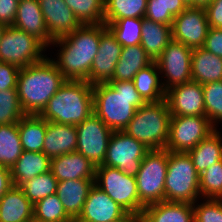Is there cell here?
<instances>
[{"instance_id": "4dcf8cb0", "label": "cell", "mask_w": 222, "mask_h": 222, "mask_svg": "<svg viewBox=\"0 0 222 222\" xmlns=\"http://www.w3.org/2000/svg\"><path fill=\"white\" fill-rule=\"evenodd\" d=\"M157 63L154 61L141 69L132 80L142 99L147 102H159L165 99L166 90L160 79Z\"/></svg>"}, {"instance_id": "f1b7e54d", "label": "cell", "mask_w": 222, "mask_h": 222, "mask_svg": "<svg viewBox=\"0 0 222 222\" xmlns=\"http://www.w3.org/2000/svg\"><path fill=\"white\" fill-rule=\"evenodd\" d=\"M200 175L214 163L222 159V134L215 129L197 146L187 152Z\"/></svg>"}, {"instance_id": "52a82bcc", "label": "cell", "mask_w": 222, "mask_h": 222, "mask_svg": "<svg viewBox=\"0 0 222 222\" xmlns=\"http://www.w3.org/2000/svg\"><path fill=\"white\" fill-rule=\"evenodd\" d=\"M94 184L129 214L140 218L144 207L140 204L134 176L101 164L96 166Z\"/></svg>"}, {"instance_id": "d590c367", "label": "cell", "mask_w": 222, "mask_h": 222, "mask_svg": "<svg viewBox=\"0 0 222 222\" xmlns=\"http://www.w3.org/2000/svg\"><path fill=\"white\" fill-rule=\"evenodd\" d=\"M57 184L58 180L49 170L46 173L27 180L20 187L24 191L25 196L34 205L37 201L56 194Z\"/></svg>"}, {"instance_id": "74e56055", "label": "cell", "mask_w": 222, "mask_h": 222, "mask_svg": "<svg viewBox=\"0 0 222 222\" xmlns=\"http://www.w3.org/2000/svg\"><path fill=\"white\" fill-rule=\"evenodd\" d=\"M33 218L46 222H74L56 194L47 196L34 204Z\"/></svg>"}, {"instance_id": "4fadbf2b", "label": "cell", "mask_w": 222, "mask_h": 222, "mask_svg": "<svg viewBox=\"0 0 222 222\" xmlns=\"http://www.w3.org/2000/svg\"><path fill=\"white\" fill-rule=\"evenodd\" d=\"M76 128L78 137L76 151L95 166L103 164L113 131L94 113L76 125Z\"/></svg>"}, {"instance_id": "60d3db41", "label": "cell", "mask_w": 222, "mask_h": 222, "mask_svg": "<svg viewBox=\"0 0 222 222\" xmlns=\"http://www.w3.org/2000/svg\"><path fill=\"white\" fill-rule=\"evenodd\" d=\"M25 115L16 88L0 91V125L18 123Z\"/></svg>"}, {"instance_id": "9a60e30c", "label": "cell", "mask_w": 222, "mask_h": 222, "mask_svg": "<svg viewBox=\"0 0 222 222\" xmlns=\"http://www.w3.org/2000/svg\"><path fill=\"white\" fill-rule=\"evenodd\" d=\"M139 220L129 214L95 184L89 190L82 212L74 222H113Z\"/></svg>"}, {"instance_id": "ee69618b", "label": "cell", "mask_w": 222, "mask_h": 222, "mask_svg": "<svg viewBox=\"0 0 222 222\" xmlns=\"http://www.w3.org/2000/svg\"><path fill=\"white\" fill-rule=\"evenodd\" d=\"M202 48L218 57H222V29L209 27Z\"/></svg>"}, {"instance_id": "bcb514c9", "label": "cell", "mask_w": 222, "mask_h": 222, "mask_svg": "<svg viewBox=\"0 0 222 222\" xmlns=\"http://www.w3.org/2000/svg\"><path fill=\"white\" fill-rule=\"evenodd\" d=\"M205 10L209 27L222 29V0H211Z\"/></svg>"}, {"instance_id": "f546056e", "label": "cell", "mask_w": 222, "mask_h": 222, "mask_svg": "<svg viewBox=\"0 0 222 222\" xmlns=\"http://www.w3.org/2000/svg\"><path fill=\"white\" fill-rule=\"evenodd\" d=\"M22 149L30 152H43L47 121L40 115L26 114L18 122Z\"/></svg>"}, {"instance_id": "8d00e7d4", "label": "cell", "mask_w": 222, "mask_h": 222, "mask_svg": "<svg viewBox=\"0 0 222 222\" xmlns=\"http://www.w3.org/2000/svg\"><path fill=\"white\" fill-rule=\"evenodd\" d=\"M79 22L84 24L104 23L105 0H64Z\"/></svg>"}, {"instance_id": "30bf717a", "label": "cell", "mask_w": 222, "mask_h": 222, "mask_svg": "<svg viewBox=\"0 0 222 222\" xmlns=\"http://www.w3.org/2000/svg\"><path fill=\"white\" fill-rule=\"evenodd\" d=\"M149 151L150 149L143 143L124 131H113L102 165L117 168L135 177L143 158Z\"/></svg>"}, {"instance_id": "8992f818", "label": "cell", "mask_w": 222, "mask_h": 222, "mask_svg": "<svg viewBox=\"0 0 222 222\" xmlns=\"http://www.w3.org/2000/svg\"><path fill=\"white\" fill-rule=\"evenodd\" d=\"M199 180L188 153L168 151L165 201L194 204L201 198Z\"/></svg>"}, {"instance_id": "5b68a950", "label": "cell", "mask_w": 222, "mask_h": 222, "mask_svg": "<svg viewBox=\"0 0 222 222\" xmlns=\"http://www.w3.org/2000/svg\"><path fill=\"white\" fill-rule=\"evenodd\" d=\"M171 113L166 100L147 102L139 107L123 130L150 150L166 149Z\"/></svg>"}, {"instance_id": "681fc988", "label": "cell", "mask_w": 222, "mask_h": 222, "mask_svg": "<svg viewBox=\"0 0 222 222\" xmlns=\"http://www.w3.org/2000/svg\"><path fill=\"white\" fill-rule=\"evenodd\" d=\"M6 27L7 26L5 24L0 23V39H1L2 34H3L4 30L6 29Z\"/></svg>"}, {"instance_id": "1f68e13d", "label": "cell", "mask_w": 222, "mask_h": 222, "mask_svg": "<svg viewBox=\"0 0 222 222\" xmlns=\"http://www.w3.org/2000/svg\"><path fill=\"white\" fill-rule=\"evenodd\" d=\"M22 152L18 123L0 125V166L11 169Z\"/></svg>"}, {"instance_id": "7402d4cb", "label": "cell", "mask_w": 222, "mask_h": 222, "mask_svg": "<svg viewBox=\"0 0 222 222\" xmlns=\"http://www.w3.org/2000/svg\"><path fill=\"white\" fill-rule=\"evenodd\" d=\"M139 222H194L193 204L167 201L151 204L144 208Z\"/></svg>"}, {"instance_id": "7c38bea8", "label": "cell", "mask_w": 222, "mask_h": 222, "mask_svg": "<svg viewBox=\"0 0 222 222\" xmlns=\"http://www.w3.org/2000/svg\"><path fill=\"white\" fill-rule=\"evenodd\" d=\"M192 52L193 50L188 46L171 40L161 55L155 60L160 75H162L161 81H163L162 85L165 90L192 81Z\"/></svg>"}, {"instance_id": "e575fe53", "label": "cell", "mask_w": 222, "mask_h": 222, "mask_svg": "<svg viewBox=\"0 0 222 222\" xmlns=\"http://www.w3.org/2000/svg\"><path fill=\"white\" fill-rule=\"evenodd\" d=\"M187 7L183 0H148L145 18L172 26L174 17Z\"/></svg>"}, {"instance_id": "603a6c76", "label": "cell", "mask_w": 222, "mask_h": 222, "mask_svg": "<svg viewBox=\"0 0 222 222\" xmlns=\"http://www.w3.org/2000/svg\"><path fill=\"white\" fill-rule=\"evenodd\" d=\"M95 179H76L59 181L56 195L62 202L66 213L75 221L82 212L89 190Z\"/></svg>"}, {"instance_id": "b9f144b4", "label": "cell", "mask_w": 222, "mask_h": 222, "mask_svg": "<svg viewBox=\"0 0 222 222\" xmlns=\"http://www.w3.org/2000/svg\"><path fill=\"white\" fill-rule=\"evenodd\" d=\"M194 222H222V199H205L193 204Z\"/></svg>"}, {"instance_id": "ab89813d", "label": "cell", "mask_w": 222, "mask_h": 222, "mask_svg": "<svg viewBox=\"0 0 222 222\" xmlns=\"http://www.w3.org/2000/svg\"><path fill=\"white\" fill-rule=\"evenodd\" d=\"M199 190L201 200L222 199V159L200 174Z\"/></svg>"}, {"instance_id": "836d02e7", "label": "cell", "mask_w": 222, "mask_h": 222, "mask_svg": "<svg viewBox=\"0 0 222 222\" xmlns=\"http://www.w3.org/2000/svg\"><path fill=\"white\" fill-rule=\"evenodd\" d=\"M123 47L141 43L143 18H122L114 22H104Z\"/></svg>"}, {"instance_id": "44dd1931", "label": "cell", "mask_w": 222, "mask_h": 222, "mask_svg": "<svg viewBox=\"0 0 222 222\" xmlns=\"http://www.w3.org/2000/svg\"><path fill=\"white\" fill-rule=\"evenodd\" d=\"M77 128L75 125L47 121L43 153L50 159L76 151Z\"/></svg>"}, {"instance_id": "d4e9b609", "label": "cell", "mask_w": 222, "mask_h": 222, "mask_svg": "<svg viewBox=\"0 0 222 222\" xmlns=\"http://www.w3.org/2000/svg\"><path fill=\"white\" fill-rule=\"evenodd\" d=\"M153 62L140 44L123 47L111 80L131 81L141 69Z\"/></svg>"}, {"instance_id": "4316f807", "label": "cell", "mask_w": 222, "mask_h": 222, "mask_svg": "<svg viewBox=\"0 0 222 222\" xmlns=\"http://www.w3.org/2000/svg\"><path fill=\"white\" fill-rule=\"evenodd\" d=\"M51 159L43 152L24 151L11 168L12 182L21 186L27 180L50 170Z\"/></svg>"}, {"instance_id": "cb8c5ba5", "label": "cell", "mask_w": 222, "mask_h": 222, "mask_svg": "<svg viewBox=\"0 0 222 222\" xmlns=\"http://www.w3.org/2000/svg\"><path fill=\"white\" fill-rule=\"evenodd\" d=\"M34 205L20 186L13 185L0 199V222H30Z\"/></svg>"}, {"instance_id": "9c48e42d", "label": "cell", "mask_w": 222, "mask_h": 222, "mask_svg": "<svg viewBox=\"0 0 222 222\" xmlns=\"http://www.w3.org/2000/svg\"><path fill=\"white\" fill-rule=\"evenodd\" d=\"M45 51L47 48L38 39L14 26H7L0 39V62L19 68L41 61Z\"/></svg>"}, {"instance_id": "7dc6e473", "label": "cell", "mask_w": 222, "mask_h": 222, "mask_svg": "<svg viewBox=\"0 0 222 222\" xmlns=\"http://www.w3.org/2000/svg\"><path fill=\"white\" fill-rule=\"evenodd\" d=\"M13 185L11 169L0 166V199Z\"/></svg>"}, {"instance_id": "8fae6325", "label": "cell", "mask_w": 222, "mask_h": 222, "mask_svg": "<svg viewBox=\"0 0 222 222\" xmlns=\"http://www.w3.org/2000/svg\"><path fill=\"white\" fill-rule=\"evenodd\" d=\"M214 130L206 116H171L166 150L187 153Z\"/></svg>"}, {"instance_id": "7a4b0ae2", "label": "cell", "mask_w": 222, "mask_h": 222, "mask_svg": "<svg viewBox=\"0 0 222 222\" xmlns=\"http://www.w3.org/2000/svg\"><path fill=\"white\" fill-rule=\"evenodd\" d=\"M145 103L132 80H110L93 85L94 114L112 131H123Z\"/></svg>"}, {"instance_id": "d6986e66", "label": "cell", "mask_w": 222, "mask_h": 222, "mask_svg": "<svg viewBox=\"0 0 222 222\" xmlns=\"http://www.w3.org/2000/svg\"><path fill=\"white\" fill-rule=\"evenodd\" d=\"M14 27L34 36L46 48L54 40L48 33L38 0H21L18 3Z\"/></svg>"}, {"instance_id": "6da1fadb", "label": "cell", "mask_w": 222, "mask_h": 222, "mask_svg": "<svg viewBox=\"0 0 222 222\" xmlns=\"http://www.w3.org/2000/svg\"><path fill=\"white\" fill-rule=\"evenodd\" d=\"M99 44L100 24H84L74 32L52 41L50 47L59 46V50H57V58L51 59L66 80L88 82Z\"/></svg>"}, {"instance_id": "277c9868", "label": "cell", "mask_w": 222, "mask_h": 222, "mask_svg": "<svg viewBox=\"0 0 222 222\" xmlns=\"http://www.w3.org/2000/svg\"><path fill=\"white\" fill-rule=\"evenodd\" d=\"M93 108V85L65 80L39 115L49 122L76 126L94 113Z\"/></svg>"}, {"instance_id": "ac0fdd59", "label": "cell", "mask_w": 222, "mask_h": 222, "mask_svg": "<svg viewBox=\"0 0 222 222\" xmlns=\"http://www.w3.org/2000/svg\"><path fill=\"white\" fill-rule=\"evenodd\" d=\"M49 35L59 38L74 32L82 24L64 0H38Z\"/></svg>"}, {"instance_id": "5bb4252c", "label": "cell", "mask_w": 222, "mask_h": 222, "mask_svg": "<svg viewBox=\"0 0 222 222\" xmlns=\"http://www.w3.org/2000/svg\"><path fill=\"white\" fill-rule=\"evenodd\" d=\"M209 30L205 7L188 6L174 17L172 24V40L198 49L204 46Z\"/></svg>"}, {"instance_id": "f5cc1de1", "label": "cell", "mask_w": 222, "mask_h": 222, "mask_svg": "<svg viewBox=\"0 0 222 222\" xmlns=\"http://www.w3.org/2000/svg\"><path fill=\"white\" fill-rule=\"evenodd\" d=\"M30 222H46V221H42V220H39V219L32 218L30 220Z\"/></svg>"}, {"instance_id": "816d5d0a", "label": "cell", "mask_w": 222, "mask_h": 222, "mask_svg": "<svg viewBox=\"0 0 222 222\" xmlns=\"http://www.w3.org/2000/svg\"><path fill=\"white\" fill-rule=\"evenodd\" d=\"M188 6H193V0H183Z\"/></svg>"}, {"instance_id": "f6af8a7d", "label": "cell", "mask_w": 222, "mask_h": 222, "mask_svg": "<svg viewBox=\"0 0 222 222\" xmlns=\"http://www.w3.org/2000/svg\"><path fill=\"white\" fill-rule=\"evenodd\" d=\"M18 0H0V23L12 26L18 8Z\"/></svg>"}, {"instance_id": "e0dca14e", "label": "cell", "mask_w": 222, "mask_h": 222, "mask_svg": "<svg viewBox=\"0 0 222 222\" xmlns=\"http://www.w3.org/2000/svg\"><path fill=\"white\" fill-rule=\"evenodd\" d=\"M165 100L171 116H205L203 87L190 81L166 90Z\"/></svg>"}, {"instance_id": "2e32d148", "label": "cell", "mask_w": 222, "mask_h": 222, "mask_svg": "<svg viewBox=\"0 0 222 222\" xmlns=\"http://www.w3.org/2000/svg\"><path fill=\"white\" fill-rule=\"evenodd\" d=\"M122 48L123 46L117 42L107 26L104 23L100 24V44L88 77L90 84L94 85L111 80Z\"/></svg>"}, {"instance_id": "d6a6232c", "label": "cell", "mask_w": 222, "mask_h": 222, "mask_svg": "<svg viewBox=\"0 0 222 222\" xmlns=\"http://www.w3.org/2000/svg\"><path fill=\"white\" fill-rule=\"evenodd\" d=\"M148 0H105L104 22L122 18H144Z\"/></svg>"}, {"instance_id": "3957f363", "label": "cell", "mask_w": 222, "mask_h": 222, "mask_svg": "<svg viewBox=\"0 0 222 222\" xmlns=\"http://www.w3.org/2000/svg\"><path fill=\"white\" fill-rule=\"evenodd\" d=\"M65 80L47 55L37 63L20 68L16 89L25 114L39 115Z\"/></svg>"}, {"instance_id": "ba28073f", "label": "cell", "mask_w": 222, "mask_h": 222, "mask_svg": "<svg viewBox=\"0 0 222 222\" xmlns=\"http://www.w3.org/2000/svg\"><path fill=\"white\" fill-rule=\"evenodd\" d=\"M168 150H150L143 158L135 176L140 204L148 205L165 201V178Z\"/></svg>"}, {"instance_id": "c3c4849f", "label": "cell", "mask_w": 222, "mask_h": 222, "mask_svg": "<svg viewBox=\"0 0 222 222\" xmlns=\"http://www.w3.org/2000/svg\"><path fill=\"white\" fill-rule=\"evenodd\" d=\"M211 0H193V7H206Z\"/></svg>"}, {"instance_id": "f35d334b", "label": "cell", "mask_w": 222, "mask_h": 222, "mask_svg": "<svg viewBox=\"0 0 222 222\" xmlns=\"http://www.w3.org/2000/svg\"><path fill=\"white\" fill-rule=\"evenodd\" d=\"M204 94L205 116L215 129L222 123V81L202 85Z\"/></svg>"}, {"instance_id": "484cf974", "label": "cell", "mask_w": 222, "mask_h": 222, "mask_svg": "<svg viewBox=\"0 0 222 222\" xmlns=\"http://www.w3.org/2000/svg\"><path fill=\"white\" fill-rule=\"evenodd\" d=\"M192 81L201 85L222 81V57L204 48L193 49L191 58Z\"/></svg>"}, {"instance_id": "ffe728a7", "label": "cell", "mask_w": 222, "mask_h": 222, "mask_svg": "<svg viewBox=\"0 0 222 222\" xmlns=\"http://www.w3.org/2000/svg\"><path fill=\"white\" fill-rule=\"evenodd\" d=\"M50 171L58 182L95 179L96 166L81 153L74 151L51 159Z\"/></svg>"}, {"instance_id": "7bdbcfd3", "label": "cell", "mask_w": 222, "mask_h": 222, "mask_svg": "<svg viewBox=\"0 0 222 222\" xmlns=\"http://www.w3.org/2000/svg\"><path fill=\"white\" fill-rule=\"evenodd\" d=\"M19 72L16 65L0 62V91L16 88Z\"/></svg>"}, {"instance_id": "f907efd6", "label": "cell", "mask_w": 222, "mask_h": 222, "mask_svg": "<svg viewBox=\"0 0 222 222\" xmlns=\"http://www.w3.org/2000/svg\"><path fill=\"white\" fill-rule=\"evenodd\" d=\"M113 222H139V220H116Z\"/></svg>"}, {"instance_id": "83f0119b", "label": "cell", "mask_w": 222, "mask_h": 222, "mask_svg": "<svg viewBox=\"0 0 222 222\" xmlns=\"http://www.w3.org/2000/svg\"><path fill=\"white\" fill-rule=\"evenodd\" d=\"M140 45L155 61L172 40V26L143 18Z\"/></svg>"}]
</instances>
